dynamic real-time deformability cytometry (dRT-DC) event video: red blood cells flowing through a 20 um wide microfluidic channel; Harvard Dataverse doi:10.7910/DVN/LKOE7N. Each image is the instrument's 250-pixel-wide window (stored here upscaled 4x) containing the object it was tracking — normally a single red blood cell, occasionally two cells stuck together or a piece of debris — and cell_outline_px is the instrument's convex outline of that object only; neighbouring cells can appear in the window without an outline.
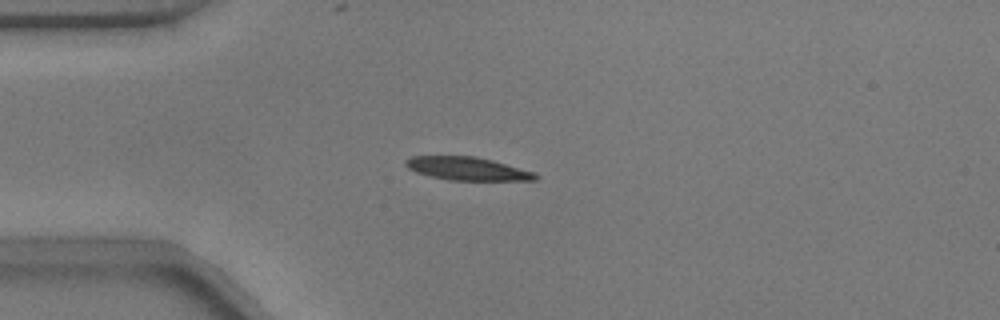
{"species": "common noctule bat (a hibernating species)", "species_latin": "Nyctalus noctula", "temperature_condition": "warm", "stored_images_in_passage": 45, "camera_frame_rate_fps": 3000, "um_per_image_px": 0.085, "animal": {"sex": "male", "body_mass_g": 17.9}, "frame": {"image": 1, "passage_image": 12, "time_ms": 3.667, "image_size_px": [1000, 320], "cell_outline_px": [[540, 176], [536, 180], [448, 180], [416, 172], [408, 168], [404, 164], [404, 160], [412, 156], [472, 156], [492, 160], [536, 172]], "centroid_in_image_um": [39.74, 14.33], "position_along_channel_um": 45.3, "area_um2": 17.51}}
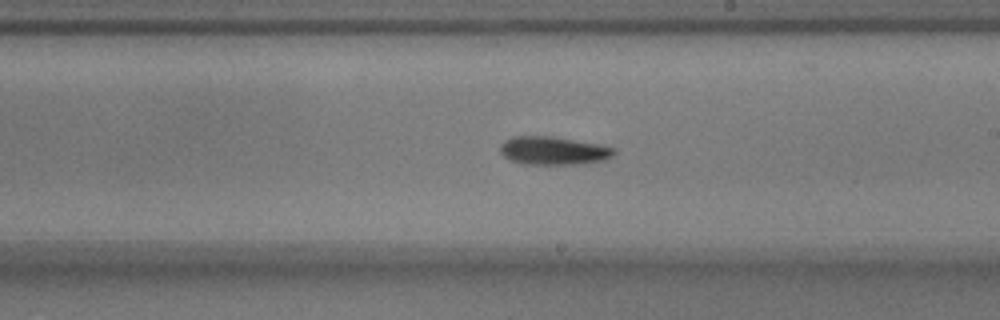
{"frame": {"image": 2, "passage_image": 29, "time_ms": 9.333, "image_size_px": [1000, 320], "cell_outline_px": [[616, 152], [612, 156], [604, 160], [576, 164], [520, 164], [504, 156], [500, 152], [500, 144], [504, 140], [512, 136], [552, 136], [596, 144], [612, 148]], "centroid_in_image_um": [46.97, 12.8], "position_along_channel_um": 242.0, "area_um2": 18.55}}
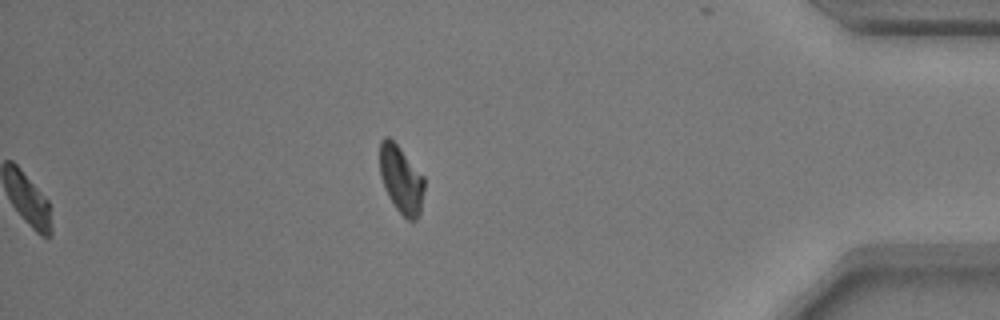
{"frame": {"image": 3, "passage_image": 45, "time_ms": 14.667, "image_size_px": [1000, 320], "cell_outline_px": [[424, 188], [420, 212], [416, 220], [408, 220], [396, 208], [388, 196], [384, 188], [380, 176], [380, 140], [384, 136], [388, 136], [400, 148], [424, 176]], "centroid_in_image_um": [34.09, 15.24], "position_along_channel_um": 401.1, "area_um2": 17.46}, "authors_computed_cell_mechanics": {"area_um2": 17.8602, "velocity_mm_per_s": 3.7611, "shape_relaxation_time_tau1_ms": 7.9232, "shape_relaxation_time_tau2_ms": null, "deformation_change_tau1": 0.201, "deformation_change_tau2": null}}